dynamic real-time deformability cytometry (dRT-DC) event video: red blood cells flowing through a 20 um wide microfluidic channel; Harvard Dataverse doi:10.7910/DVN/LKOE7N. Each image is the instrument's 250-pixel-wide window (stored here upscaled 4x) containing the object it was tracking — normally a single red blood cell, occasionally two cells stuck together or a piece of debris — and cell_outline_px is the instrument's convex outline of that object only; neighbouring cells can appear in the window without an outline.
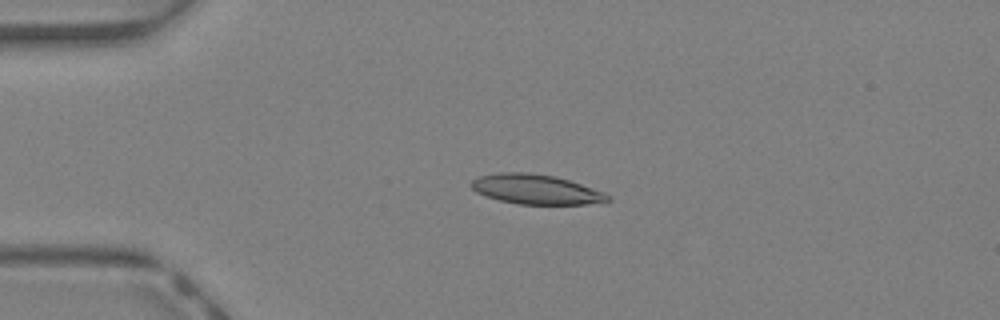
{"species": "Egyptian fruit bat (a non-hibernating species)", "species_latin": "Rousettus aegyptiacus", "temperature_condition": "warm", "stored_images_in_passage": 44, "camera_frame_rate_fps": 3000, "um_per_image_px": 0.085, "animal": {"sex": "female"}, "frame": {"image": 1, "passage_image": 11, "time_ms": 3.333, "image_size_px": [1000, 320], "cell_outline_px": [[612, 200], [584, 204], [516, 204], [500, 200], [476, 192], [468, 184], [472, 180], [480, 176], [500, 172], [528, 172], [556, 176], [604, 192]], "centroid_in_image_um": [45.51, 16.08], "position_along_channel_um": 39.5, "area_um2": 23.47}}
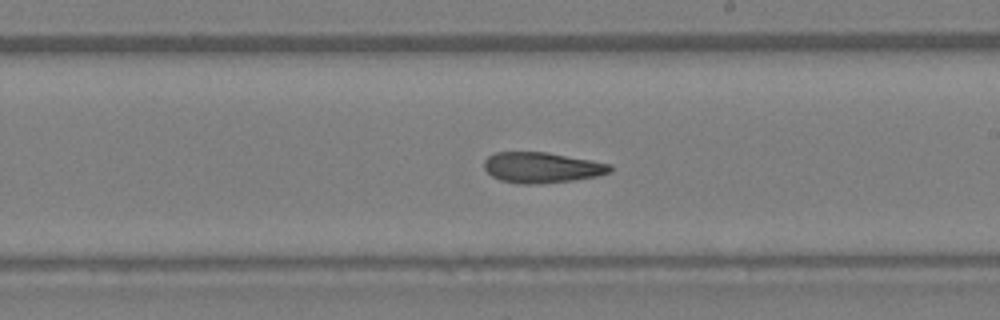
{"frame": {"image": 2, "passage_image": 26, "time_ms": 8.333, "image_size_px": [1000, 320], "cell_outline_px": [[612, 172], [596, 176], [572, 180], [536, 184], [520, 184], [500, 180], [492, 176], [484, 168], [484, 160], [488, 156], [496, 152], [548, 152], [612, 164]], "centroid_in_image_um": [46.05, 14.23], "position_along_channel_um": 242.9, "area_um2": 22.48}}
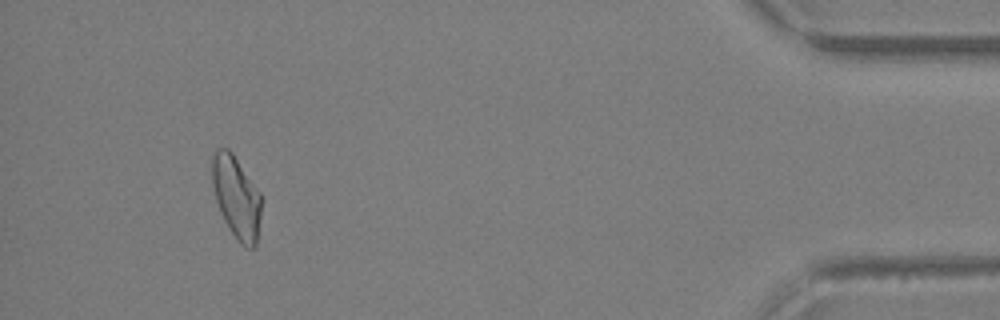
{"frame": {"image": 3, "passage_image": 41, "time_ms": 13.333, "image_size_px": [1000, 320], "cell_outline_px": [[264, 200], [256, 248], [244, 248], [236, 240], [228, 228], [220, 212], [216, 200], [212, 184], [212, 156], [216, 148], [228, 148], [232, 152], [264, 196]], "centroid_in_image_um": [20.15, 16.8], "position_along_channel_um": 415.1, "area_um2": 24.51}, "authors_computed_cell_mechanics": {"area_um2": 23.2645, "velocity_mm_per_s": 4.7616, "shape_relaxation_time_tau1_ms": null, "shape_relaxation_time_tau2_ms": 3.397, "deformation_change_tau1": null, "deformation_change_tau2": 0.11}}